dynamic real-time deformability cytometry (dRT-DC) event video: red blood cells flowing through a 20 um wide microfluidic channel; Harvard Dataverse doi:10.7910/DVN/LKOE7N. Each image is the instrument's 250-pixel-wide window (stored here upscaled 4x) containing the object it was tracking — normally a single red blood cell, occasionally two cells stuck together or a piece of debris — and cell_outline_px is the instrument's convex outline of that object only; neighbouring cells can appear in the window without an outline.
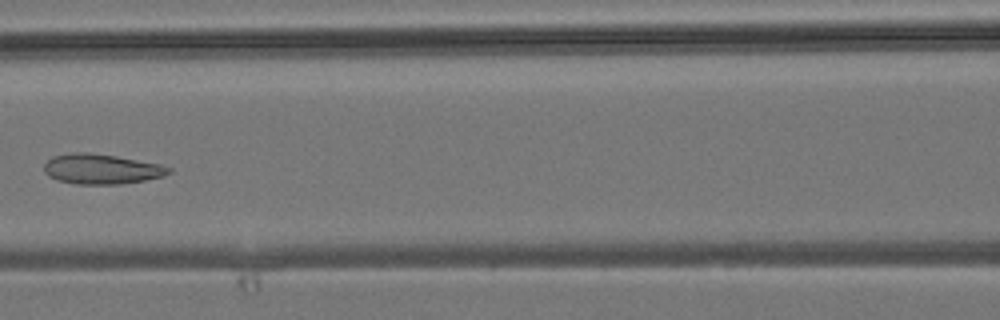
{"species": "common noctule bat (a hibernating species)", "species_latin": "Nyctalus noctula", "temperature_condition": "room temperature", "stored_images_in_passage": 6, "camera_frame_rate_fps": 3000, "um_per_image_px": 0.085, "animal": {"sex": "male", "body_mass_g": 19.2, "forearm_length_mm": 51.8}, "frame": {"image": 1, "passage_image": 6, "time_ms": 6.667, "image_size_px": [1000, 320], "cell_outline_px": [[172, 172], [164, 176], [144, 180], [120, 184], [76, 184], [56, 180], [48, 176], [44, 172], [44, 164], [52, 156], [72, 152], [88, 152], [116, 156], [160, 164], [172, 168]], "centroid_in_image_um": [8.61, 14.36], "position_along_channel_um": 158.0, "area_um2": 21.96}}